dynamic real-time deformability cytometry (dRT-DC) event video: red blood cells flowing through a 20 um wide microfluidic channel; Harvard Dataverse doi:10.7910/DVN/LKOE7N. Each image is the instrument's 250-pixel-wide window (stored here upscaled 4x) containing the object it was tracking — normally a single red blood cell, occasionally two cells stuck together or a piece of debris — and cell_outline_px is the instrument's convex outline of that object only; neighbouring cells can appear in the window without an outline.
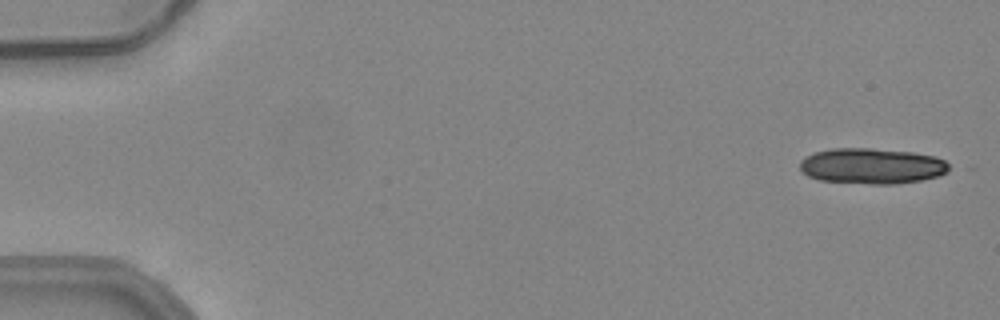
{"species": "common noctule bat (a hibernating species)", "species_latin": "Nyctalus noctula", "temperature_condition": "warm", "stored_images_in_passage": 21, "camera_frame_rate_fps": 3000, "um_per_image_px": 0.085, "animal": {"sex": "female", "body_mass_g": 24.6, "forearm_length_mm": 56.2}, "frame": {"image": 1, "passage_image": 2, "time_ms": 0.333, "image_size_px": [1000, 320], "cell_outline_px": [[948, 172], [940, 176], [924, 180], [896, 184], [872, 184], [820, 180], [808, 176], [800, 172], [800, 160], [804, 156], [812, 152], [832, 148], [872, 148], [912, 152], [936, 156], [944, 160], [948, 164]], "centroid_in_image_um": [74.09, 14.11], "position_along_channel_um": 10.9, "area_um2": 31.44}}
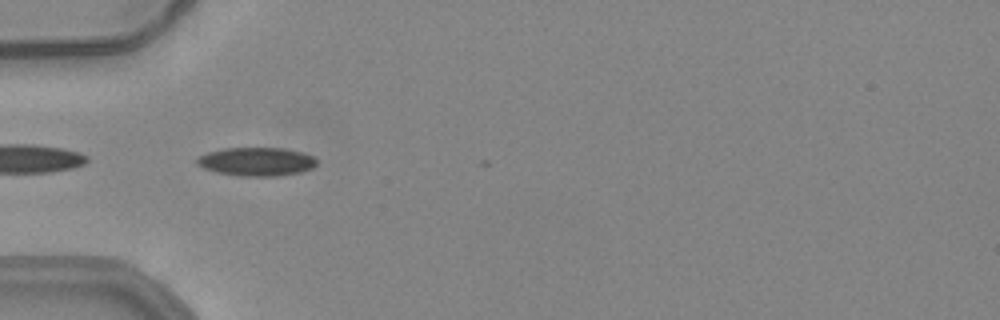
{"frame": {"image": 2, "passage_image": 18, "time_ms": 5.667, "image_size_px": [1000, 320], "cell_outline_px": [[316, 164], [312, 168], [300, 172], [276, 176], [240, 176], [216, 172], [204, 168], [196, 164], [196, 160], [200, 156], [208, 152], [224, 148], [284, 148], [304, 152], [312, 156], [316, 160]], "centroid_in_image_um": [21.8, 13.73], "position_along_channel_um": 63.2, "area_um2": 19.88}}